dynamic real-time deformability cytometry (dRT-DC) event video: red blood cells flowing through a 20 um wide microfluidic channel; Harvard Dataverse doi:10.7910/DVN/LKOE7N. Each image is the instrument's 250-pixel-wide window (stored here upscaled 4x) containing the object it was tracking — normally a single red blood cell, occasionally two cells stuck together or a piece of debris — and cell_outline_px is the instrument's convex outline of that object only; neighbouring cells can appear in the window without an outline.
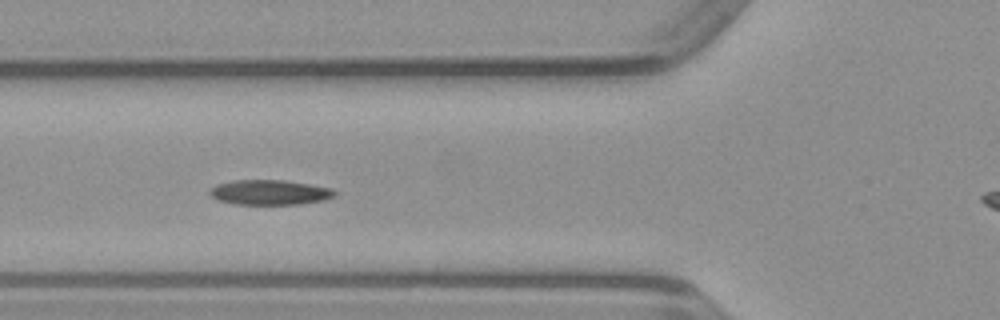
{"species": "common noctule bat (a hibernating species)", "species_latin": "Nyctalus noctula", "temperature_condition": "warm", "stored_images_in_passage": 49, "camera_frame_rate_fps": 3000, "um_per_image_px": 0.085, "animal": {"sex": "male", "body_mass_g": 23.1, "forearm_length_mm": 52.7}, "frame": {"image": 1, "passage_image": 17, "time_ms": 5.333, "image_size_px": [1000, 320], "cell_outline_px": [[336, 196], [324, 200], [300, 204], [236, 204], [220, 200], [212, 196], [208, 192], [208, 188], [216, 184], [232, 180], [284, 180], [332, 188], [336, 192]], "centroid_in_image_um": [22.92, 16.34], "position_along_channel_um": 102.9, "area_um2": 18.21}}
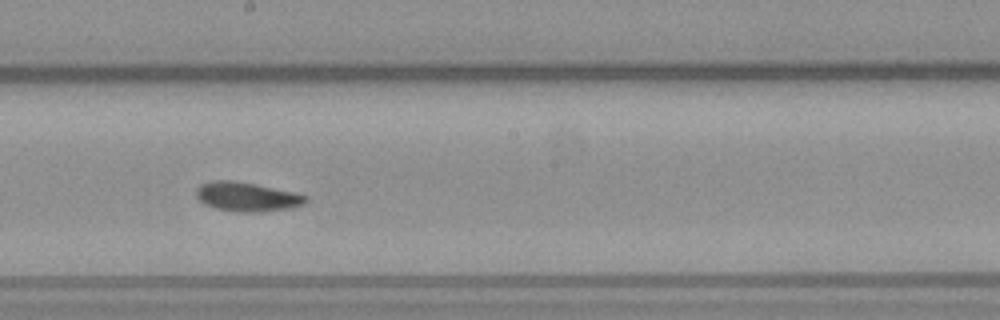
{"frame": {"image": 2, "passage_image": 26, "time_ms": 8.333, "image_size_px": [1000, 320], "cell_outline_px": [[308, 200], [304, 204], [292, 208], [256, 212], [244, 212], [216, 208], [204, 204], [196, 196], [196, 188], [200, 184], [208, 180], [232, 180], [256, 184], [296, 192], [308, 196]], "centroid_in_image_um": [21.0, 16.7], "position_along_channel_um": 227.2, "area_um2": 18.79}}
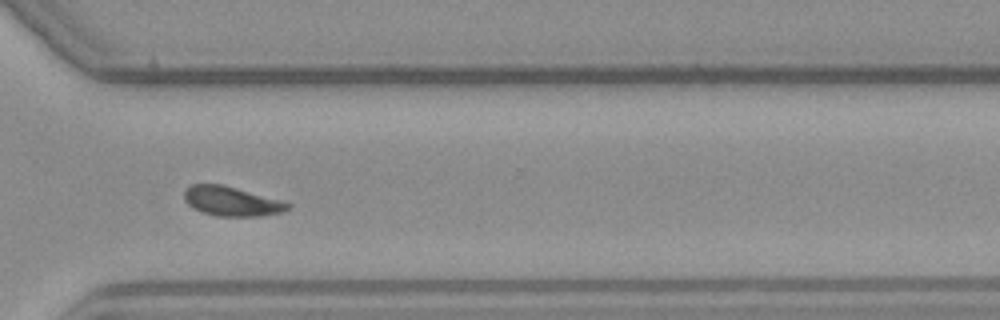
{"frame": {"image": 3, "passage_image": 35, "time_ms": 11.333, "image_size_px": [1000, 320], "cell_outline_px": [[292, 204], [284, 212], [260, 216], [216, 216], [192, 208], [184, 200], [184, 188], [192, 184], [224, 184], [280, 200]], "centroid_in_image_um": [19.66, 17.1], "position_along_channel_um": 350.9, "area_um2": 17.86}}